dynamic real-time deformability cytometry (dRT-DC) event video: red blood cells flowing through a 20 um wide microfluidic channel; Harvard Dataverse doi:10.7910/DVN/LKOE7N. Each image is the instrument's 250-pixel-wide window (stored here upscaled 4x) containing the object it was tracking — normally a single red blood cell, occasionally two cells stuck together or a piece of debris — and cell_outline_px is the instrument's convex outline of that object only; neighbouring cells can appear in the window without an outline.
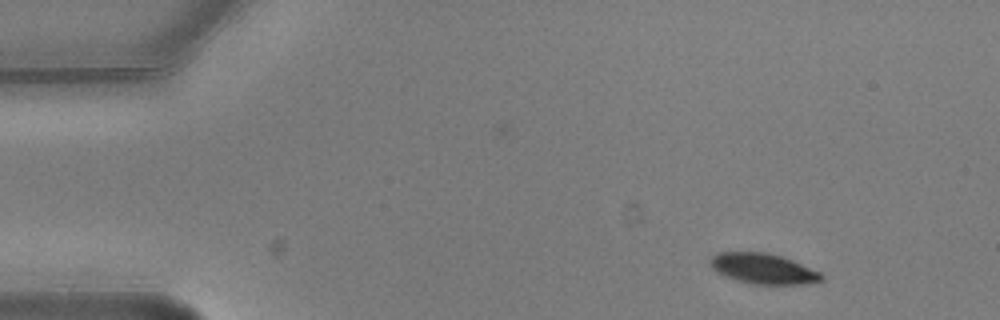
{"species": "common noctule bat (a hibernating species)", "species_latin": "Nyctalus noctula", "temperature_condition": "warm", "stored_images_in_passage": 6, "camera_frame_rate_fps": 3000, "um_per_image_px": 0.085, "animal": {"sex": "male", "body_mass_g": 20.5, "forearm_length_mm": 52.5}, "frame": {"image": 1, "passage_image": 3, "time_ms": 0.667, "image_size_px": [1000, 320], "cell_outline_px": [[824, 280], [800, 284], [752, 284], [736, 280], [716, 272], [712, 268], [708, 260], [716, 252], [768, 252], [792, 260], [820, 272], [824, 276]], "centroid_in_image_um": [64.83, 22.83], "position_along_channel_um": 20.2, "area_um2": 19.71}}
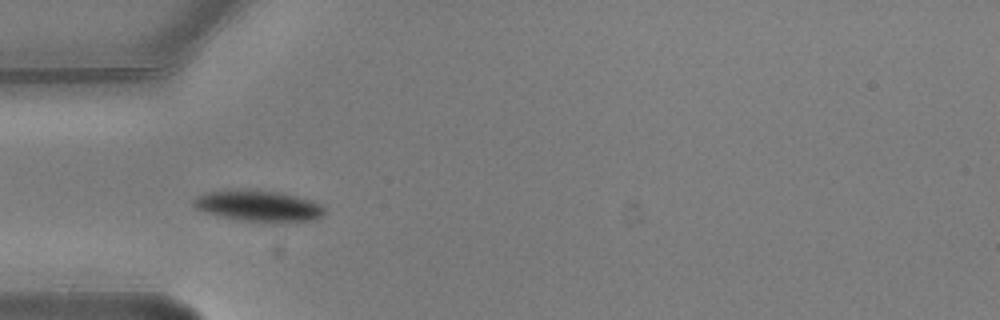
{"frame": {"image": 2, "passage_image": 6, "time_ms": 1.667, "image_size_px": [1000, 320], "cell_outline_px": [[328, 212], [316, 220], [244, 220], [216, 216], [204, 212], [196, 208], [192, 204], [192, 200], [196, 196], [208, 192], [280, 192], [308, 200], [320, 204]], "centroid_in_image_um": [21.96, 17.52], "position_along_channel_um": 63.0, "area_um2": 22.31}}